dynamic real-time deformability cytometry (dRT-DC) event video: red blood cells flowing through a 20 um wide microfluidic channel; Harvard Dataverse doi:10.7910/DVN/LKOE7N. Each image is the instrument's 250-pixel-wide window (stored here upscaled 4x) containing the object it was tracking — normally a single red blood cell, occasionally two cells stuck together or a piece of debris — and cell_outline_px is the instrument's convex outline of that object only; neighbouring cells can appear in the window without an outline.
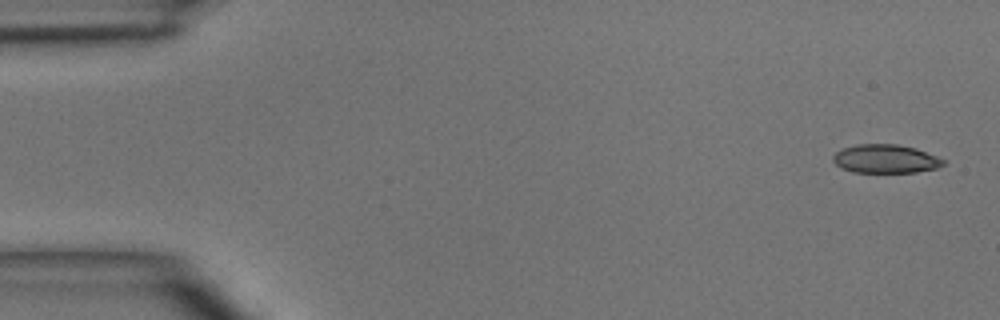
{"species": "common noctule bat (a hibernating species)", "species_latin": "Nyctalus noctula", "temperature_condition": "room temperature", "stored_images_in_passage": 4, "camera_frame_rate_fps": 3000, "um_per_image_px": 0.085, "animal": {"sex": "male", "body_mass_g": 15.6}, "frame": {"image": 1, "passage_image": 1, "time_ms": 0.0, "image_size_px": [1000, 320], "cell_outline_px": [[948, 160], [944, 164], [936, 168], [916, 172], [852, 172], [840, 168], [832, 160], [832, 156], [840, 148], [856, 144], [896, 144], [916, 148]], "centroid_in_image_um": [75.26, 13.49], "position_along_channel_um": 9.7, "area_um2": 18.61}}
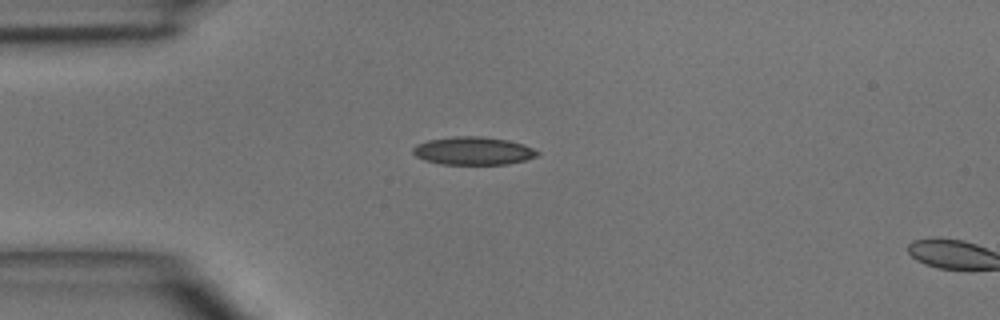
{"frame": {"image": 2, "passage_image": 3, "time_ms": 3.333, "image_size_px": [1000, 320], "cell_outline_px": [[540, 152], [536, 156], [524, 160], [508, 164], [440, 164], [424, 160], [416, 156], [412, 152], [412, 148], [416, 144], [428, 140], [456, 136], [480, 136], [508, 140], [524, 144]], "centroid_in_image_um": [40.2, 12.82], "position_along_channel_um": 44.8, "area_um2": 20.29}}